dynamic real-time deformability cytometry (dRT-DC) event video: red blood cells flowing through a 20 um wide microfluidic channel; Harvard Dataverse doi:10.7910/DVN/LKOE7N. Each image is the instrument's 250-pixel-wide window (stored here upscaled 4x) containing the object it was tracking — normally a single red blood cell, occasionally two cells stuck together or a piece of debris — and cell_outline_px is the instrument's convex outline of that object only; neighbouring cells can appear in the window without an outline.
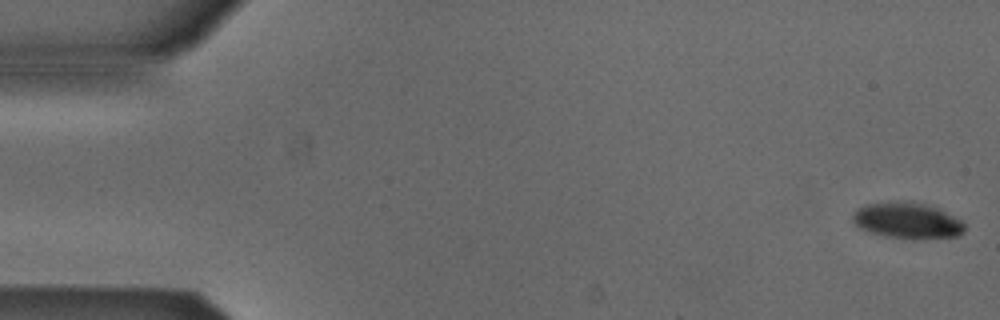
{"species": "Egyptian fruit bat (a non-hibernating species)", "species_latin": "Rousettus aegyptiacus", "temperature_condition": "cold", "stored_images_in_passage": 45, "camera_frame_rate_fps": 3000, "um_per_image_px": 0.085, "animal": {"sex": "male"}, "frame": {"image": 1, "passage_image": 1, "time_ms": 0.0, "image_size_px": [1000, 320], "cell_outline_px": [[964, 232], [960, 236], [912, 240], [884, 236], [860, 228], [852, 220], [852, 216], [856, 208], [864, 204], [888, 200], [912, 200], [932, 204], [940, 208], [960, 220], [964, 224]], "centroid_in_image_um": [77.12, 18.71], "position_along_channel_um": 7.9, "area_um2": 24.45}}
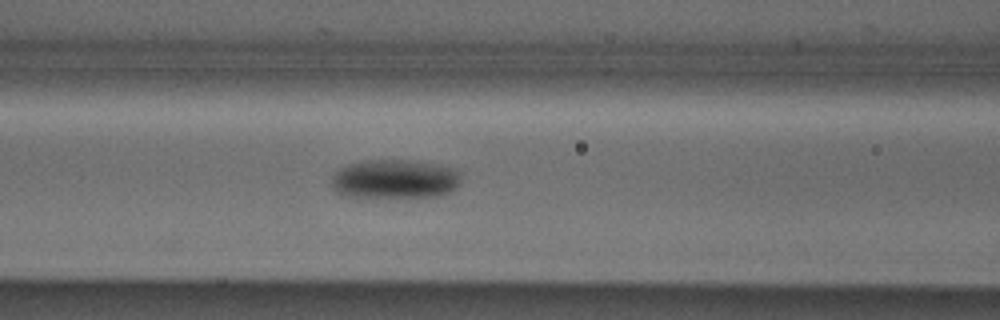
{"frame": {"image": 2, "passage_image": 22, "time_ms": 7.0, "image_size_px": [1000, 320], "cell_outline_px": [[460, 184], [452, 192], [440, 196], [348, 196], [336, 192], [332, 188], [332, 176], [340, 168], [348, 164], [360, 160], [408, 160], [440, 164], [456, 168], [460, 172]], "centroid_in_image_um": [33.61, 15.2], "position_along_channel_um": 133.0, "area_um2": 29.65}}
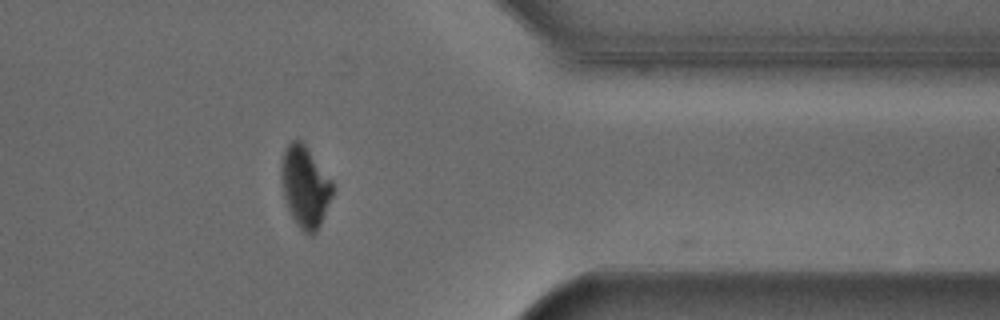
{"frame": {"image": 3, "passage_image": 43, "time_ms": 14.0, "image_size_px": [1000, 320], "cell_outline_px": [[336, 188], [320, 224], [316, 232], [312, 236], [308, 236], [296, 224], [288, 208], [284, 196], [280, 168], [284, 148], [292, 140], [300, 140], [304, 144], [332, 180]], "centroid_in_image_um": [25.94, 15.88], "position_along_channel_um": 385.5, "area_um2": 24.33}, "authors_computed_cell_mechanics": {"area_um2": 27.5706, "velocity_mm_per_s": 3.84, "shape_relaxation_time_tau1_ms": 5.8815, "shape_relaxation_time_tau2_ms": 4.2328, "deformation_change_tau1": 0.1476, "deformation_change_tau2": 0.0302}}